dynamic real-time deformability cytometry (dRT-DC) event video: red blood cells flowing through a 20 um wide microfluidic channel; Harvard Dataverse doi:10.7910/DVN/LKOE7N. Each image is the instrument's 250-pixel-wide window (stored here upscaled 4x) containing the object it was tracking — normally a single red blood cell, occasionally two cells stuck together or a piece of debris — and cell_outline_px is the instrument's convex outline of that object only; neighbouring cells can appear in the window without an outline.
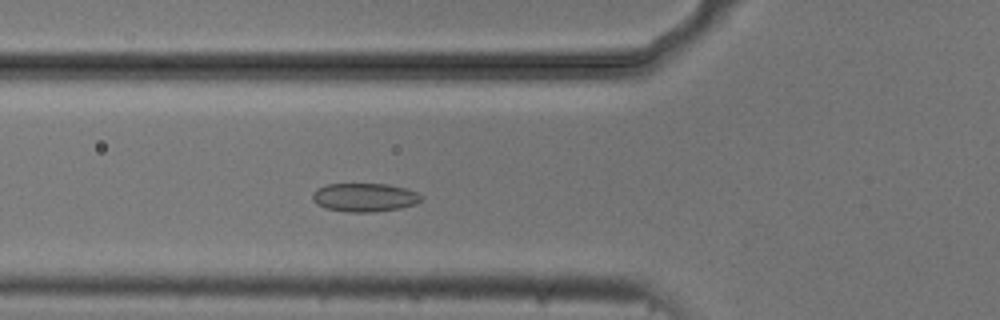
{"species": "common noctule bat (a hibernating species)", "species_latin": "Nyctalus noctula", "temperature_condition": "cold", "stored_images_in_passage": 4, "camera_frame_rate_fps": 3000, "um_per_image_px": 0.085, "animal": {"sex": "male", "body_mass_g": 20.5, "forearm_length_mm": 52.5}, "frame": {"image": 1, "passage_image": 4, "time_ms": 1.0, "image_size_px": [1000, 320], "cell_outline_px": [[424, 196], [416, 204], [400, 208], [376, 212], [348, 212], [324, 208], [316, 204], [312, 200], [312, 192], [316, 188], [324, 184], [388, 184], [404, 188], [416, 192]], "centroid_in_image_um": [30.94, 16.78], "position_along_channel_um": 94.9, "area_um2": 18.32}}